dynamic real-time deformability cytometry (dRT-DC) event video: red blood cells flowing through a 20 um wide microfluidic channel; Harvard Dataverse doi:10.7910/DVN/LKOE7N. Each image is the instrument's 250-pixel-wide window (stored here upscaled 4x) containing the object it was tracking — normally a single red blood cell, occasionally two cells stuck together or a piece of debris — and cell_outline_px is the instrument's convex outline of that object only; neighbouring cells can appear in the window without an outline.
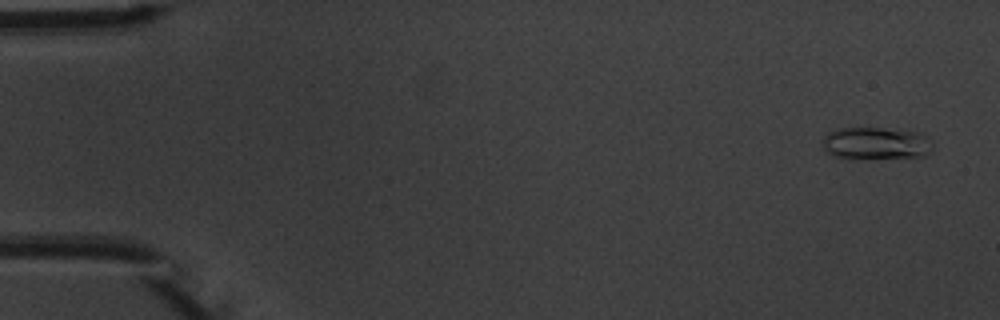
{"species": "common noctule bat (a hibernating species)", "species_latin": "Nyctalus noctula", "temperature_condition": "warm", "stored_images_in_passage": 5, "camera_frame_rate_fps": 3000, "um_per_image_px": 0.085, "animal": {"sex": "male", "body_mass_g": 20.1, "forearm_length_mm": 53.5}, "frame": {"image": 1, "passage_image": 1, "time_ms": 0.0, "image_size_px": [1000, 320], "cell_outline_px": [[932, 148], [924, 156], [832, 156], [824, 148], [820, 140], [828, 132], [836, 128], [880, 128], [916, 132], [924, 136], [932, 144]], "centroid_in_image_um": [74.38, 12.13], "position_along_channel_um": 10.6, "area_um2": 19.71}}